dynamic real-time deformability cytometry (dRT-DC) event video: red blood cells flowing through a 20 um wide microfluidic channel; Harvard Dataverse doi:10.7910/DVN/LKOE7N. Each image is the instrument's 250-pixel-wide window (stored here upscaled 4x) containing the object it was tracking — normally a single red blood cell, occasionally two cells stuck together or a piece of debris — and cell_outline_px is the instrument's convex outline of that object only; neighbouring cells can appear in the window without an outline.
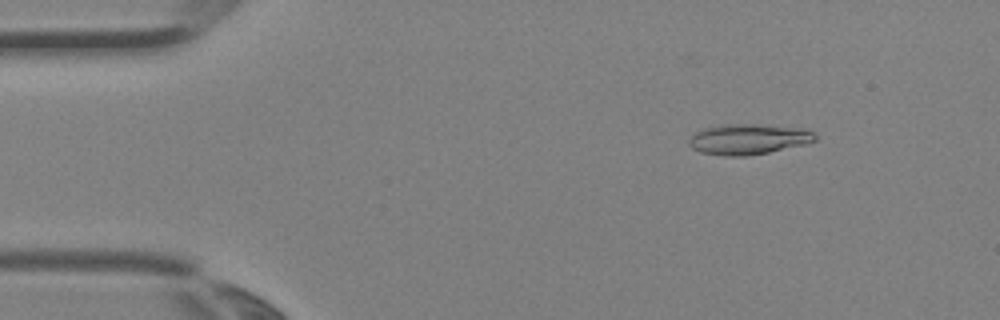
{"species": "Egyptian fruit bat (a non-hibernating species)", "species_latin": "Rousettus aegyptiacus", "temperature_condition": "room temperature", "stored_images_in_passage": 4, "camera_frame_rate_fps": 3000, "um_per_image_px": 0.085, "animal": {"sex": "female"}, "frame": {"image": 1, "passage_image": 4, "time_ms": 1.0, "image_size_px": [1000, 320], "cell_outline_px": [[816, 140], [804, 144], [768, 152], [744, 156], [724, 156], [700, 152], [692, 148], [688, 144], [688, 140], [696, 132], [704, 128], [724, 124], [756, 124], [808, 128], [816, 136]], "centroid_in_image_um": [63.61, 11.82], "position_along_channel_um": 21.4, "area_um2": 22.43}}